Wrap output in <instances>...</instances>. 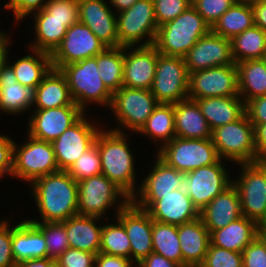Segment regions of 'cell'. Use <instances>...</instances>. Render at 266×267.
<instances>
[{
    "label": "cell",
    "instance_id": "cell-32",
    "mask_svg": "<svg viewBox=\"0 0 266 267\" xmlns=\"http://www.w3.org/2000/svg\"><path fill=\"white\" fill-rule=\"evenodd\" d=\"M211 131L235 122L245 114V102L238 96L195 99Z\"/></svg>",
    "mask_w": 266,
    "mask_h": 267
},
{
    "label": "cell",
    "instance_id": "cell-10",
    "mask_svg": "<svg viewBox=\"0 0 266 267\" xmlns=\"http://www.w3.org/2000/svg\"><path fill=\"white\" fill-rule=\"evenodd\" d=\"M232 183L239 193L242 215L260 227L266 221V166L261 162L239 164Z\"/></svg>",
    "mask_w": 266,
    "mask_h": 267
},
{
    "label": "cell",
    "instance_id": "cell-35",
    "mask_svg": "<svg viewBox=\"0 0 266 267\" xmlns=\"http://www.w3.org/2000/svg\"><path fill=\"white\" fill-rule=\"evenodd\" d=\"M239 96L245 104L266 95V62L264 59L244 60L236 64Z\"/></svg>",
    "mask_w": 266,
    "mask_h": 267
},
{
    "label": "cell",
    "instance_id": "cell-5",
    "mask_svg": "<svg viewBox=\"0 0 266 267\" xmlns=\"http://www.w3.org/2000/svg\"><path fill=\"white\" fill-rule=\"evenodd\" d=\"M130 202V197L103 174L78 182V215L80 216L101 219L106 217L107 220L106 213L111 207L115 209L116 215Z\"/></svg>",
    "mask_w": 266,
    "mask_h": 267
},
{
    "label": "cell",
    "instance_id": "cell-41",
    "mask_svg": "<svg viewBox=\"0 0 266 267\" xmlns=\"http://www.w3.org/2000/svg\"><path fill=\"white\" fill-rule=\"evenodd\" d=\"M115 221L103 224L99 252L131 259V244L123 223Z\"/></svg>",
    "mask_w": 266,
    "mask_h": 267
},
{
    "label": "cell",
    "instance_id": "cell-4",
    "mask_svg": "<svg viewBox=\"0 0 266 267\" xmlns=\"http://www.w3.org/2000/svg\"><path fill=\"white\" fill-rule=\"evenodd\" d=\"M60 71L66 77L71 98L84 113L92 103L109 109L113 93L100 78L95 57L64 65Z\"/></svg>",
    "mask_w": 266,
    "mask_h": 267
},
{
    "label": "cell",
    "instance_id": "cell-21",
    "mask_svg": "<svg viewBox=\"0 0 266 267\" xmlns=\"http://www.w3.org/2000/svg\"><path fill=\"white\" fill-rule=\"evenodd\" d=\"M107 0H83L79 4V22L107 47H119L117 14Z\"/></svg>",
    "mask_w": 266,
    "mask_h": 267
},
{
    "label": "cell",
    "instance_id": "cell-40",
    "mask_svg": "<svg viewBox=\"0 0 266 267\" xmlns=\"http://www.w3.org/2000/svg\"><path fill=\"white\" fill-rule=\"evenodd\" d=\"M153 252L170 261L183 265V256L178 239V226L153 220Z\"/></svg>",
    "mask_w": 266,
    "mask_h": 267
},
{
    "label": "cell",
    "instance_id": "cell-20",
    "mask_svg": "<svg viewBox=\"0 0 266 267\" xmlns=\"http://www.w3.org/2000/svg\"><path fill=\"white\" fill-rule=\"evenodd\" d=\"M116 217L123 223L131 244V260L141 262L153 252L152 223L150 215L132 202L121 209Z\"/></svg>",
    "mask_w": 266,
    "mask_h": 267
},
{
    "label": "cell",
    "instance_id": "cell-11",
    "mask_svg": "<svg viewBox=\"0 0 266 267\" xmlns=\"http://www.w3.org/2000/svg\"><path fill=\"white\" fill-rule=\"evenodd\" d=\"M157 29L153 0H138L117 13L119 47L151 46Z\"/></svg>",
    "mask_w": 266,
    "mask_h": 267
},
{
    "label": "cell",
    "instance_id": "cell-37",
    "mask_svg": "<svg viewBox=\"0 0 266 267\" xmlns=\"http://www.w3.org/2000/svg\"><path fill=\"white\" fill-rule=\"evenodd\" d=\"M232 57L235 64L244 60L264 59L266 32L254 25L231 39Z\"/></svg>",
    "mask_w": 266,
    "mask_h": 267
},
{
    "label": "cell",
    "instance_id": "cell-8",
    "mask_svg": "<svg viewBox=\"0 0 266 267\" xmlns=\"http://www.w3.org/2000/svg\"><path fill=\"white\" fill-rule=\"evenodd\" d=\"M21 146L14 142L12 177L31 184L36 179L59 170L52 142L26 134Z\"/></svg>",
    "mask_w": 266,
    "mask_h": 267
},
{
    "label": "cell",
    "instance_id": "cell-14",
    "mask_svg": "<svg viewBox=\"0 0 266 267\" xmlns=\"http://www.w3.org/2000/svg\"><path fill=\"white\" fill-rule=\"evenodd\" d=\"M189 72L184 58L158 52L151 93L158 103L175 104L188 99Z\"/></svg>",
    "mask_w": 266,
    "mask_h": 267
},
{
    "label": "cell",
    "instance_id": "cell-53",
    "mask_svg": "<svg viewBox=\"0 0 266 267\" xmlns=\"http://www.w3.org/2000/svg\"><path fill=\"white\" fill-rule=\"evenodd\" d=\"M245 113L254 128L266 123V95L256 97L245 104Z\"/></svg>",
    "mask_w": 266,
    "mask_h": 267
},
{
    "label": "cell",
    "instance_id": "cell-13",
    "mask_svg": "<svg viewBox=\"0 0 266 267\" xmlns=\"http://www.w3.org/2000/svg\"><path fill=\"white\" fill-rule=\"evenodd\" d=\"M131 202L161 223L178 226L199 218V211L189 195L178 189L167 195H134Z\"/></svg>",
    "mask_w": 266,
    "mask_h": 267
},
{
    "label": "cell",
    "instance_id": "cell-15",
    "mask_svg": "<svg viewBox=\"0 0 266 267\" xmlns=\"http://www.w3.org/2000/svg\"><path fill=\"white\" fill-rule=\"evenodd\" d=\"M239 95L236 64L216 66L189 73L188 99Z\"/></svg>",
    "mask_w": 266,
    "mask_h": 267
},
{
    "label": "cell",
    "instance_id": "cell-1",
    "mask_svg": "<svg viewBox=\"0 0 266 267\" xmlns=\"http://www.w3.org/2000/svg\"><path fill=\"white\" fill-rule=\"evenodd\" d=\"M29 186L40 221L63 222L78 215V182L67 171H57L40 177Z\"/></svg>",
    "mask_w": 266,
    "mask_h": 267
},
{
    "label": "cell",
    "instance_id": "cell-55",
    "mask_svg": "<svg viewBox=\"0 0 266 267\" xmlns=\"http://www.w3.org/2000/svg\"><path fill=\"white\" fill-rule=\"evenodd\" d=\"M136 265L138 267H184L183 265L170 261L164 256L154 252L150 253Z\"/></svg>",
    "mask_w": 266,
    "mask_h": 267
},
{
    "label": "cell",
    "instance_id": "cell-42",
    "mask_svg": "<svg viewBox=\"0 0 266 267\" xmlns=\"http://www.w3.org/2000/svg\"><path fill=\"white\" fill-rule=\"evenodd\" d=\"M44 234L48 258L56 260L69 248L67 233L62 222H32Z\"/></svg>",
    "mask_w": 266,
    "mask_h": 267
},
{
    "label": "cell",
    "instance_id": "cell-60",
    "mask_svg": "<svg viewBox=\"0 0 266 267\" xmlns=\"http://www.w3.org/2000/svg\"><path fill=\"white\" fill-rule=\"evenodd\" d=\"M115 13L129 9L138 0H108Z\"/></svg>",
    "mask_w": 266,
    "mask_h": 267
},
{
    "label": "cell",
    "instance_id": "cell-51",
    "mask_svg": "<svg viewBox=\"0 0 266 267\" xmlns=\"http://www.w3.org/2000/svg\"><path fill=\"white\" fill-rule=\"evenodd\" d=\"M8 219L0 221V267L17 265L12 253V225Z\"/></svg>",
    "mask_w": 266,
    "mask_h": 267
},
{
    "label": "cell",
    "instance_id": "cell-43",
    "mask_svg": "<svg viewBox=\"0 0 266 267\" xmlns=\"http://www.w3.org/2000/svg\"><path fill=\"white\" fill-rule=\"evenodd\" d=\"M77 182L101 174V157L94 143L67 170Z\"/></svg>",
    "mask_w": 266,
    "mask_h": 267
},
{
    "label": "cell",
    "instance_id": "cell-45",
    "mask_svg": "<svg viewBox=\"0 0 266 267\" xmlns=\"http://www.w3.org/2000/svg\"><path fill=\"white\" fill-rule=\"evenodd\" d=\"M234 3V0H191V5L211 28Z\"/></svg>",
    "mask_w": 266,
    "mask_h": 267
},
{
    "label": "cell",
    "instance_id": "cell-26",
    "mask_svg": "<svg viewBox=\"0 0 266 267\" xmlns=\"http://www.w3.org/2000/svg\"><path fill=\"white\" fill-rule=\"evenodd\" d=\"M33 93L17 81L14 70L6 62L0 70V112L17 115L30 111Z\"/></svg>",
    "mask_w": 266,
    "mask_h": 267
},
{
    "label": "cell",
    "instance_id": "cell-58",
    "mask_svg": "<svg viewBox=\"0 0 266 267\" xmlns=\"http://www.w3.org/2000/svg\"><path fill=\"white\" fill-rule=\"evenodd\" d=\"M19 267H57L56 260L51 258H34L19 262Z\"/></svg>",
    "mask_w": 266,
    "mask_h": 267
},
{
    "label": "cell",
    "instance_id": "cell-7",
    "mask_svg": "<svg viewBox=\"0 0 266 267\" xmlns=\"http://www.w3.org/2000/svg\"><path fill=\"white\" fill-rule=\"evenodd\" d=\"M158 104L150 90L121 87L113 93L109 107L119 125L111 130L122 133L129 130L137 134Z\"/></svg>",
    "mask_w": 266,
    "mask_h": 267
},
{
    "label": "cell",
    "instance_id": "cell-18",
    "mask_svg": "<svg viewBox=\"0 0 266 267\" xmlns=\"http://www.w3.org/2000/svg\"><path fill=\"white\" fill-rule=\"evenodd\" d=\"M183 58L189 73L235 64L231 39L217 35L212 30L202 36Z\"/></svg>",
    "mask_w": 266,
    "mask_h": 267
},
{
    "label": "cell",
    "instance_id": "cell-31",
    "mask_svg": "<svg viewBox=\"0 0 266 267\" xmlns=\"http://www.w3.org/2000/svg\"><path fill=\"white\" fill-rule=\"evenodd\" d=\"M260 230L256 222L242 216L226 227L212 231L210 244L242 253L243 249L260 234Z\"/></svg>",
    "mask_w": 266,
    "mask_h": 267
},
{
    "label": "cell",
    "instance_id": "cell-17",
    "mask_svg": "<svg viewBox=\"0 0 266 267\" xmlns=\"http://www.w3.org/2000/svg\"><path fill=\"white\" fill-rule=\"evenodd\" d=\"M107 46L81 22L72 24L61 44L51 54L52 68L61 69L64 65L95 57Z\"/></svg>",
    "mask_w": 266,
    "mask_h": 267
},
{
    "label": "cell",
    "instance_id": "cell-39",
    "mask_svg": "<svg viewBox=\"0 0 266 267\" xmlns=\"http://www.w3.org/2000/svg\"><path fill=\"white\" fill-rule=\"evenodd\" d=\"M95 58L100 78L115 93L123 87L124 47H107Z\"/></svg>",
    "mask_w": 266,
    "mask_h": 267
},
{
    "label": "cell",
    "instance_id": "cell-24",
    "mask_svg": "<svg viewBox=\"0 0 266 267\" xmlns=\"http://www.w3.org/2000/svg\"><path fill=\"white\" fill-rule=\"evenodd\" d=\"M184 267H200L210 244V232L201 218L178 225Z\"/></svg>",
    "mask_w": 266,
    "mask_h": 267
},
{
    "label": "cell",
    "instance_id": "cell-57",
    "mask_svg": "<svg viewBox=\"0 0 266 267\" xmlns=\"http://www.w3.org/2000/svg\"><path fill=\"white\" fill-rule=\"evenodd\" d=\"M251 6L255 25L266 32V0H260Z\"/></svg>",
    "mask_w": 266,
    "mask_h": 267
},
{
    "label": "cell",
    "instance_id": "cell-62",
    "mask_svg": "<svg viewBox=\"0 0 266 267\" xmlns=\"http://www.w3.org/2000/svg\"><path fill=\"white\" fill-rule=\"evenodd\" d=\"M261 230H260V234L262 236H266V221L261 225Z\"/></svg>",
    "mask_w": 266,
    "mask_h": 267
},
{
    "label": "cell",
    "instance_id": "cell-56",
    "mask_svg": "<svg viewBox=\"0 0 266 267\" xmlns=\"http://www.w3.org/2000/svg\"><path fill=\"white\" fill-rule=\"evenodd\" d=\"M254 137L258 162L266 156V123L259 124L254 128Z\"/></svg>",
    "mask_w": 266,
    "mask_h": 267
},
{
    "label": "cell",
    "instance_id": "cell-3",
    "mask_svg": "<svg viewBox=\"0 0 266 267\" xmlns=\"http://www.w3.org/2000/svg\"><path fill=\"white\" fill-rule=\"evenodd\" d=\"M211 30L191 5L175 19L159 26L153 46L160 54L184 57Z\"/></svg>",
    "mask_w": 266,
    "mask_h": 267
},
{
    "label": "cell",
    "instance_id": "cell-47",
    "mask_svg": "<svg viewBox=\"0 0 266 267\" xmlns=\"http://www.w3.org/2000/svg\"><path fill=\"white\" fill-rule=\"evenodd\" d=\"M44 9L50 14V18L79 21L78 0H48Z\"/></svg>",
    "mask_w": 266,
    "mask_h": 267
},
{
    "label": "cell",
    "instance_id": "cell-52",
    "mask_svg": "<svg viewBox=\"0 0 266 267\" xmlns=\"http://www.w3.org/2000/svg\"><path fill=\"white\" fill-rule=\"evenodd\" d=\"M14 141L7 134H0V178H12Z\"/></svg>",
    "mask_w": 266,
    "mask_h": 267
},
{
    "label": "cell",
    "instance_id": "cell-30",
    "mask_svg": "<svg viewBox=\"0 0 266 267\" xmlns=\"http://www.w3.org/2000/svg\"><path fill=\"white\" fill-rule=\"evenodd\" d=\"M101 218L76 215L62 223L65 226L70 248L99 253L103 225Z\"/></svg>",
    "mask_w": 266,
    "mask_h": 267
},
{
    "label": "cell",
    "instance_id": "cell-54",
    "mask_svg": "<svg viewBox=\"0 0 266 267\" xmlns=\"http://www.w3.org/2000/svg\"><path fill=\"white\" fill-rule=\"evenodd\" d=\"M96 267H135L134 262L131 259L109 255L102 252L96 254L95 257Z\"/></svg>",
    "mask_w": 266,
    "mask_h": 267
},
{
    "label": "cell",
    "instance_id": "cell-19",
    "mask_svg": "<svg viewBox=\"0 0 266 267\" xmlns=\"http://www.w3.org/2000/svg\"><path fill=\"white\" fill-rule=\"evenodd\" d=\"M27 123L28 135L53 142L73 125L84 112L77 105H66L58 108L34 110Z\"/></svg>",
    "mask_w": 266,
    "mask_h": 267
},
{
    "label": "cell",
    "instance_id": "cell-36",
    "mask_svg": "<svg viewBox=\"0 0 266 267\" xmlns=\"http://www.w3.org/2000/svg\"><path fill=\"white\" fill-rule=\"evenodd\" d=\"M137 133L148 137L155 144L159 142L160 147L175 138L173 104L159 103Z\"/></svg>",
    "mask_w": 266,
    "mask_h": 267
},
{
    "label": "cell",
    "instance_id": "cell-2",
    "mask_svg": "<svg viewBox=\"0 0 266 267\" xmlns=\"http://www.w3.org/2000/svg\"><path fill=\"white\" fill-rule=\"evenodd\" d=\"M101 128L95 143L101 157V174L121 188L129 197L136 194V162L129 148L128 134ZM128 137V138H127ZM134 157V158H133Z\"/></svg>",
    "mask_w": 266,
    "mask_h": 267
},
{
    "label": "cell",
    "instance_id": "cell-9",
    "mask_svg": "<svg viewBox=\"0 0 266 267\" xmlns=\"http://www.w3.org/2000/svg\"><path fill=\"white\" fill-rule=\"evenodd\" d=\"M156 148V154L168 166L179 172L187 173L197 168L215 164L220 158L210 139L173 138L162 147Z\"/></svg>",
    "mask_w": 266,
    "mask_h": 267
},
{
    "label": "cell",
    "instance_id": "cell-29",
    "mask_svg": "<svg viewBox=\"0 0 266 267\" xmlns=\"http://www.w3.org/2000/svg\"><path fill=\"white\" fill-rule=\"evenodd\" d=\"M34 14V15H33ZM34 17V35L28 48L52 54L61 44L67 29L79 21H60L50 18V14L43 8L32 13L29 17Z\"/></svg>",
    "mask_w": 266,
    "mask_h": 267
},
{
    "label": "cell",
    "instance_id": "cell-33",
    "mask_svg": "<svg viewBox=\"0 0 266 267\" xmlns=\"http://www.w3.org/2000/svg\"><path fill=\"white\" fill-rule=\"evenodd\" d=\"M155 160L147 176L138 184L140 186L135 195H167L183 183L182 172L168 166L157 155Z\"/></svg>",
    "mask_w": 266,
    "mask_h": 267
},
{
    "label": "cell",
    "instance_id": "cell-59",
    "mask_svg": "<svg viewBox=\"0 0 266 267\" xmlns=\"http://www.w3.org/2000/svg\"><path fill=\"white\" fill-rule=\"evenodd\" d=\"M0 34V70L7 62L9 48L11 46L10 34Z\"/></svg>",
    "mask_w": 266,
    "mask_h": 267
},
{
    "label": "cell",
    "instance_id": "cell-46",
    "mask_svg": "<svg viewBox=\"0 0 266 267\" xmlns=\"http://www.w3.org/2000/svg\"><path fill=\"white\" fill-rule=\"evenodd\" d=\"M153 3L158 27L175 19L191 6V0H153Z\"/></svg>",
    "mask_w": 266,
    "mask_h": 267
},
{
    "label": "cell",
    "instance_id": "cell-63",
    "mask_svg": "<svg viewBox=\"0 0 266 267\" xmlns=\"http://www.w3.org/2000/svg\"><path fill=\"white\" fill-rule=\"evenodd\" d=\"M261 162L266 166V156L261 160Z\"/></svg>",
    "mask_w": 266,
    "mask_h": 267
},
{
    "label": "cell",
    "instance_id": "cell-48",
    "mask_svg": "<svg viewBox=\"0 0 266 267\" xmlns=\"http://www.w3.org/2000/svg\"><path fill=\"white\" fill-rule=\"evenodd\" d=\"M243 267H266V239L259 234L242 251Z\"/></svg>",
    "mask_w": 266,
    "mask_h": 267
},
{
    "label": "cell",
    "instance_id": "cell-27",
    "mask_svg": "<svg viewBox=\"0 0 266 267\" xmlns=\"http://www.w3.org/2000/svg\"><path fill=\"white\" fill-rule=\"evenodd\" d=\"M175 134L183 139H210L212 131L195 100L173 104Z\"/></svg>",
    "mask_w": 266,
    "mask_h": 267
},
{
    "label": "cell",
    "instance_id": "cell-28",
    "mask_svg": "<svg viewBox=\"0 0 266 267\" xmlns=\"http://www.w3.org/2000/svg\"><path fill=\"white\" fill-rule=\"evenodd\" d=\"M66 105H76L71 98L66 77L59 69L51 68L34 90L33 107L43 110Z\"/></svg>",
    "mask_w": 266,
    "mask_h": 267
},
{
    "label": "cell",
    "instance_id": "cell-12",
    "mask_svg": "<svg viewBox=\"0 0 266 267\" xmlns=\"http://www.w3.org/2000/svg\"><path fill=\"white\" fill-rule=\"evenodd\" d=\"M223 161L219 159L215 164L183 173V183L178 190L189 195L199 212L232 184L231 175Z\"/></svg>",
    "mask_w": 266,
    "mask_h": 267
},
{
    "label": "cell",
    "instance_id": "cell-50",
    "mask_svg": "<svg viewBox=\"0 0 266 267\" xmlns=\"http://www.w3.org/2000/svg\"><path fill=\"white\" fill-rule=\"evenodd\" d=\"M96 254L68 248L57 259V267H90L95 263Z\"/></svg>",
    "mask_w": 266,
    "mask_h": 267
},
{
    "label": "cell",
    "instance_id": "cell-25",
    "mask_svg": "<svg viewBox=\"0 0 266 267\" xmlns=\"http://www.w3.org/2000/svg\"><path fill=\"white\" fill-rule=\"evenodd\" d=\"M18 222L12 225V253L16 264L29 259L48 257L43 232L28 218Z\"/></svg>",
    "mask_w": 266,
    "mask_h": 267
},
{
    "label": "cell",
    "instance_id": "cell-49",
    "mask_svg": "<svg viewBox=\"0 0 266 267\" xmlns=\"http://www.w3.org/2000/svg\"><path fill=\"white\" fill-rule=\"evenodd\" d=\"M48 0H9L3 5L5 10H12L14 15L15 24L21 23L26 17L32 13L42 10ZM17 22V23H16Z\"/></svg>",
    "mask_w": 266,
    "mask_h": 267
},
{
    "label": "cell",
    "instance_id": "cell-23",
    "mask_svg": "<svg viewBox=\"0 0 266 267\" xmlns=\"http://www.w3.org/2000/svg\"><path fill=\"white\" fill-rule=\"evenodd\" d=\"M242 216L239 193L233 183L199 212V217L210 233Z\"/></svg>",
    "mask_w": 266,
    "mask_h": 267
},
{
    "label": "cell",
    "instance_id": "cell-38",
    "mask_svg": "<svg viewBox=\"0 0 266 267\" xmlns=\"http://www.w3.org/2000/svg\"><path fill=\"white\" fill-rule=\"evenodd\" d=\"M255 25L252 6L234 3L214 24L211 30L224 38L232 39Z\"/></svg>",
    "mask_w": 266,
    "mask_h": 267
},
{
    "label": "cell",
    "instance_id": "cell-44",
    "mask_svg": "<svg viewBox=\"0 0 266 267\" xmlns=\"http://www.w3.org/2000/svg\"><path fill=\"white\" fill-rule=\"evenodd\" d=\"M200 267H243L242 253L209 244L206 257Z\"/></svg>",
    "mask_w": 266,
    "mask_h": 267
},
{
    "label": "cell",
    "instance_id": "cell-64",
    "mask_svg": "<svg viewBox=\"0 0 266 267\" xmlns=\"http://www.w3.org/2000/svg\"><path fill=\"white\" fill-rule=\"evenodd\" d=\"M0 34H7L6 31L4 32V30H0Z\"/></svg>",
    "mask_w": 266,
    "mask_h": 267
},
{
    "label": "cell",
    "instance_id": "cell-16",
    "mask_svg": "<svg viewBox=\"0 0 266 267\" xmlns=\"http://www.w3.org/2000/svg\"><path fill=\"white\" fill-rule=\"evenodd\" d=\"M101 128V123L96 124L95 121L93 123L84 113L61 136L55 139L52 145L59 170L67 171L95 143Z\"/></svg>",
    "mask_w": 266,
    "mask_h": 267
},
{
    "label": "cell",
    "instance_id": "cell-61",
    "mask_svg": "<svg viewBox=\"0 0 266 267\" xmlns=\"http://www.w3.org/2000/svg\"><path fill=\"white\" fill-rule=\"evenodd\" d=\"M236 3H242V4H248V5H253L256 2L260 0H234Z\"/></svg>",
    "mask_w": 266,
    "mask_h": 267
},
{
    "label": "cell",
    "instance_id": "cell-34",
    "mask_svg": "<svg viewBox=\"0 0 266 267\" xmlns=\"http://www.w3.org/2000/svg\"><path fill=\"white\" fill-rule=\"evenodd\" d=\"M28 55L19 57L15 62L10 63L9 56L7 63L12 67L17 81L25 87L35 90L42 82L43 77L52 68L51 55L39 50L29 48Z\"/></svg>",
    "mask_w": 266,
    "mask_h": 267
},
{
    "label": "cell",
    "instance_id": "cell-6",
    "mask_svg": "<svg viewBox=\"0 0 266 267\" xmlns=\"http://www.w3.org/2000/svg\"><path fill=\"white\" fill-rule=\"evenodd\" d=\"M212 141L222 160L233 164L257 162L254 126L246 113L237 121L214 129Z\"/></svg>",
    "mask_w": 266,
    "mask_h": 267
},
{
    "label": "cell",
    "instance_id": "cell-65",
    "mask_svg": "<svg viewBox=\"0 0 266 267\" xmlns=\"http://www.w3.org/2000/svg\"><path fill=\"white\" fill-rule=\"evenodd\" d=\"M264 61L266 62V52H265V55H264Z\"/></svg>",
    "mask_w": 266,
    "mask_h": 267
},
{
    "label": "cell",
    "instance_id": "cell-22",
    "mask_svg": "<svg viewBox=\"0 0 266 267\" xmlns=\"http://www.w3.org/2000/svg\"><path fill=\"white\" fill-rule=\"evenodd\" d=\"M157 58L153 45L124 47L123 86L151 90Z\"/></svg>",
    "mask_w": 266,
    "mask_h": 267
}]
</instances>
